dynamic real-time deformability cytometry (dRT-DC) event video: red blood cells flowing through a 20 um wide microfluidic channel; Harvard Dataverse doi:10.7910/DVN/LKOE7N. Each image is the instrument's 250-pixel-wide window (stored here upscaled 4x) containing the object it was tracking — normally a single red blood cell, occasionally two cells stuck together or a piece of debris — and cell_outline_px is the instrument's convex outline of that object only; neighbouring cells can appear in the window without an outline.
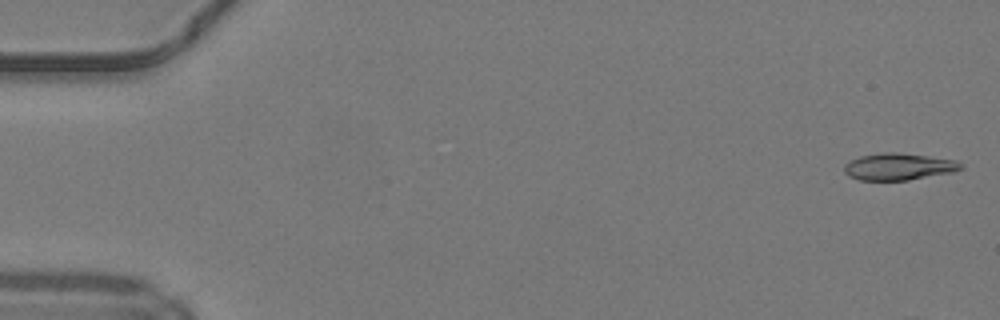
{"species": "common noctule bat (a hibernating species)", "species_latin": "Nyctalus noctula", "temperature_condition": "warm", "stored_images_in_passage": 9, "camera_frame_rate_fps": 3000, "um_per_image_px": 0.085, "animal": {"sex": "male", "body_mass_g": 19.2, "forearm_length_mm": 51.8}, "frame": {"image": 1, "passage_image": 1, "time_ms": 0.0, "image_size_px": [1000, 320], "cell_outline_px": [[964, 168], [952, 172], [908, 180], [860, 180], [848, 176], [844, 172], [844, 164], [860, 156], [884, 152], [896, 152], [956, 160], [964, 164]], "centroid_in_image_um": [76.39, 14.17], "position_along_channel_um": 8.6, "area_um2": 18.21}}